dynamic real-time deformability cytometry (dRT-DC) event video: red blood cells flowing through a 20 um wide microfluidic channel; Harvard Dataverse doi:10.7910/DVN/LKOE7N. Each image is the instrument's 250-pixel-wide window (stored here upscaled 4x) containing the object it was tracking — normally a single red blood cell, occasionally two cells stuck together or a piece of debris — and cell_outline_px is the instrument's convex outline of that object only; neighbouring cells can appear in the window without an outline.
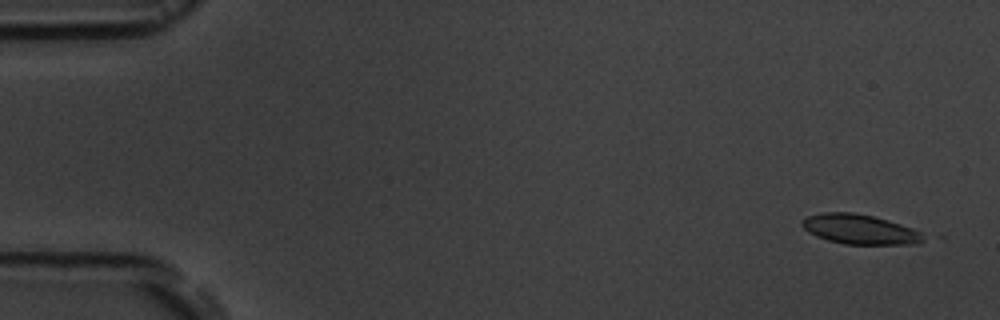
{"species": "common noctule bat (a hibernating species)", "species_latin": "Nyctalus noctula", "temperature_condition": "room temperature", "stored_images_in_passage": 5, "camera_frame_rate_fps": 3000, "um_per_image_px": 0.085, "animal": {"sex": "male", "body_mass_g": 19.5, "forearm_length_mm": 54.6}, "frame": {"image": 1, "passage_image": 1, "time_ms": 0.0, "image_size_px": [1000, 320], "cell_outline_px": [[928, 236], [920, 244], [844, 244], [828, 240], [816, 236], [808, 232], [800, 224], [800, 220], [808, 216], [824, 212], [852, 212], [872, 216], [888, 220], [912, 228]], "centroid_in_image_um": [73.09, 19.49], "position_along_channel_um": 11.9, "area_um2": 21.15}}